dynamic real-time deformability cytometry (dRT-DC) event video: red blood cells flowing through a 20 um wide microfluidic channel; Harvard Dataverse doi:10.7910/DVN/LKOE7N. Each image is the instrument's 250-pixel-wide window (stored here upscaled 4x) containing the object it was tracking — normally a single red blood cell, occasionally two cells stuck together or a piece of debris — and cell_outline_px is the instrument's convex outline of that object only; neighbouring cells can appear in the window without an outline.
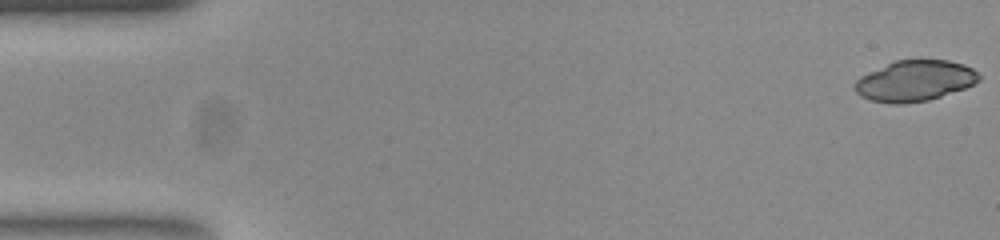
{"species": "common noctule bat (a hibernating species)", "species_latin": "Nyctalus noctula", "temperature_condition": "room temperature", "stored_images_in_passage": 53, "segment_of_instrument_passage": [1, 2], "camera_frame_rate_fps": 3000, "um_per_image_px": 0.085, "animal": {"sex": "female", "body_mass_g": 23.0, "forearm_length_mm": 53.4}, "frame": {"image": 1, "passage_image": 1, "time_ms": 0.0, "image_size_px": [1000, 240], "cell_outline_px": [[980, 80], [964, 88], [928, 100], [904, 104], [896, 104], [872, 100], [860, 96], [856, 92], [856, 80], [860, 76], [868, 72], [896, 60], [948, 60], [964, 64], [972, 68], [980, 76]], "centroid_in_image_um": [77.76, 6.86], "position_along_channel_um": 7.2, "area_um2": 29.19}}
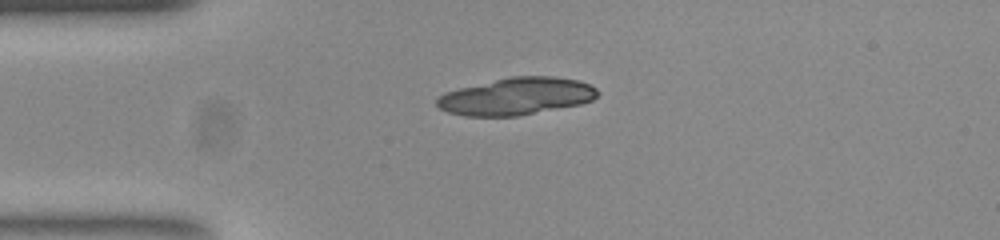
{"frame": {"image": 2, "passage_image": 13, "time_ms": 4.0, "image_size_px": [1000, 240], "cell_outline_px": [[600, 92], [592, 100], [580, 104], [520, 116], [464, 116], [448, 112], [440, 108], [436, 104], [436, 96], [444, 92], [460, 88], [512, 76], [552, 76], [580, 80], [596, 88]], "centroid_in_image_um": [43.89, 8.19], "position_along_channel_um": 41.1, "area_um2": 34.91}}